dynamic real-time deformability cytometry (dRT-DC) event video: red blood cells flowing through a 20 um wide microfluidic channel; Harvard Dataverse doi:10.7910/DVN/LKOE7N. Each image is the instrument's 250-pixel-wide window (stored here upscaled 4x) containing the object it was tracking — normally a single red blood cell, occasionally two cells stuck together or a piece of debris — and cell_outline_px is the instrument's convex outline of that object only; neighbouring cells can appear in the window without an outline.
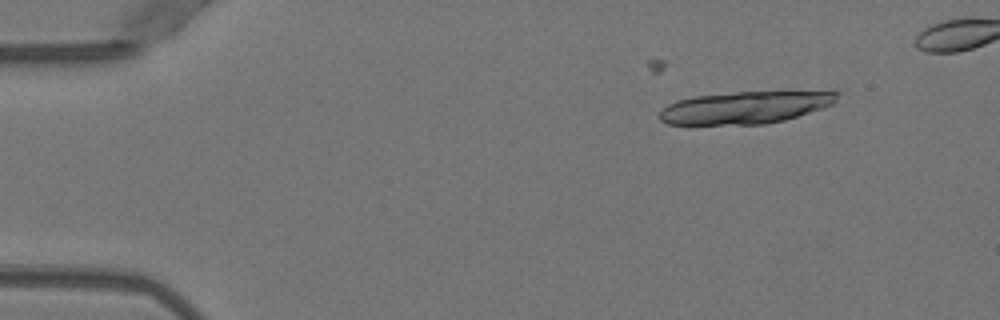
{"species": "Egyptian fruit bat (a non-hibernating species)", "species_latin": "Rousettus aegyptiacus", "temperature_condition": "warm", "stored_images_in_passage": 14, "camera_frame_rate_fps": 3000, "um_per_image_px": 0.085, "animal": {"sex": "female"}, "frame": {"image": 1, "passage_image": 5, "time_ms": 1.333, "image_size_px": [1000, 320], "cell_outline_px": [[844, 92], [836, 104], [784, 120], [764, 124], [668, 124], [660, 120], [660, 112], [668, 104], [676, 100], [692, 96], [736, 92]], "centroid_in_image_um": [63.38, 9.13], "position_along_channel_um": 21.6, "area_um2": 33.29}}